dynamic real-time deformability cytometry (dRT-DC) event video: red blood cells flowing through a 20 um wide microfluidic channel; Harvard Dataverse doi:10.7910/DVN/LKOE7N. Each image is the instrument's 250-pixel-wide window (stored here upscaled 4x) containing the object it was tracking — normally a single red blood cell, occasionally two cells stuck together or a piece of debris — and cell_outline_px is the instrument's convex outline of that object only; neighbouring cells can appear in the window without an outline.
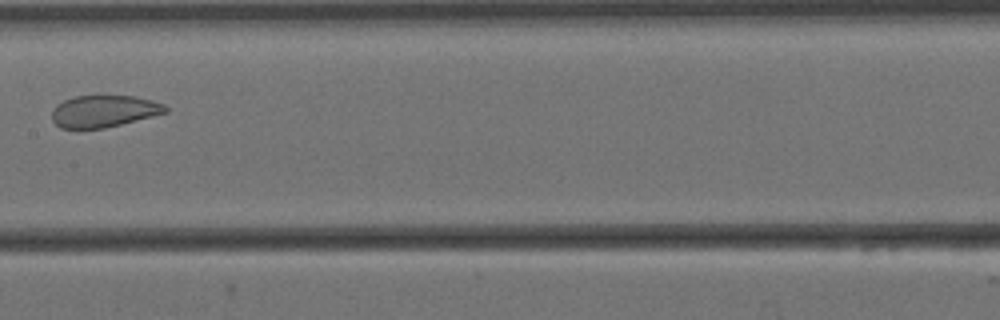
{"species": "Egyptian fruit bat (a non-hibernating species)", "species_latin": "Rousettus aegyptiacus", "temperature_condition": "cold", "stored_images_in_passage": 13, "camera_frame_rate_fps": 3000, "um_per_image_px": 0.085, "animal": {"sex": "female"}, "frame": {"image": 1, "passage_image": 6, "time_ms": 1.667, "image_size_px": [1000, 320], "cell_outline_px": [[168, 112], [104, 128], [60, 128], [52, 120], [52, 112], [56, 104], [64, 100], [76, 96], [132, 96], [152, 100], [164, 104], [168, 108]], "centroid_in_image_um": [8.82, 9.45], "position_along_channel_um": 198.6, "area_um2": 20.92}}
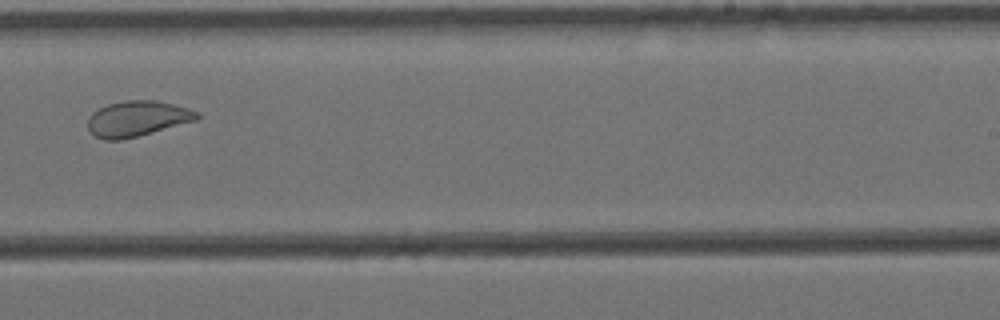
{"frame": {"image": 2, "passage_image": 8, "time_ms": 2.333, "image_size_px": [1000, 320], "cell_outline_px": [[200, 116], [196, 120], [136, 136], [120, 140], [104, 140], [96, 136], [88, 128], [88, 116], [92, 112], [108, 104], [128, 100], [152, 100], [172, 104], [200, 112]], "centroid_in_image_um": [11.64, 10.08], "position_along_channel_um": 277.4, "area_um2": 22.2}}
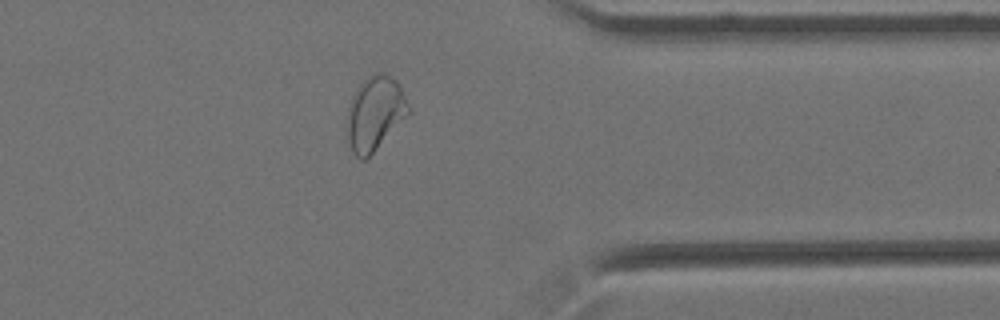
{"frame": {"image": 3, "passage_image": 11, "time_ms": 3.333, "image_size_px": [1000, 320], "cell_outline_px": [[412, 112], [364, 160], [360, 160], [352, 152], [344, 124], [344, 120], [352, 96], [356, 88], [368, 76], [376, 72], [384, 72], [396, 80], [400, 84], [412, 108]], "centroid_in_image_um": [31.87, 9.6], "position_along_channel_um": 379.5, "area_um2": 27.05}}